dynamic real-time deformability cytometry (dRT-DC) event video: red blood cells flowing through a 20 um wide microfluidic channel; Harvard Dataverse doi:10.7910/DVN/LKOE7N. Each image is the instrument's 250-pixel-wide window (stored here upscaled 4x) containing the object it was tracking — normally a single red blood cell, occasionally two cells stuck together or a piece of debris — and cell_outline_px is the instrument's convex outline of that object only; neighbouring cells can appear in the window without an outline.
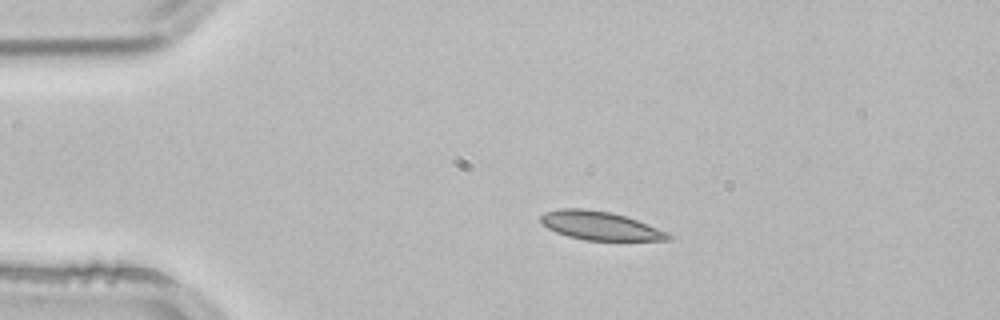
{"species": "common noctule bat (a hibernating species)", "species_latin": "Nyctalus noctula", "temperature_condition": "room temperature", "stored_images_in_passage": 4, "camera_frame_rate_fps": 3000, "um_per_image_px": 0.085, "animal": {"sex": "male", "body_mass_g": 21.5, "forearm_length_mm": 52.0}, "frame": {"image": 1, "passage_image": 3, "time_ms": 0.667, "image_size_px": [1000, 320], "cell_outline_px": [[672, 240], [584, 240], [568, 236], [556, 232], [548, 228], [540, 220], [540, 216], [544, 212], [560, 208], [584, 208], [612, 212], [636, 220], [668, 232], [672, 236]], "centroid_in_image_um": [50.99, 19.18], "position_along_channel_um": 34.0, "area_um2": 21.15}}
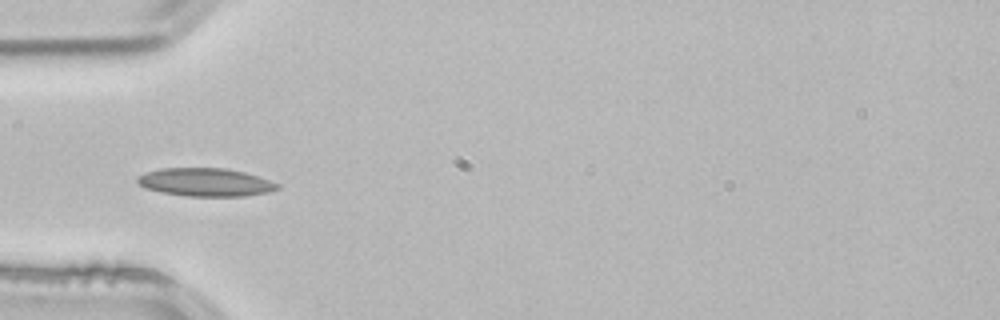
{"frame": {"image": 2, "passage_image": 4, "time_ms": 1.0, "image_size_px": [1000, 320], "cell_outline_px": [[280, 188], [268, 192], [244, 196], [188, 196], [160, 192], [144, 188], [136, 180], [136, 176], [144, 172], [160, 168], [224, 168], [244, 172], [280, 184]], "centroid_in_image_um": [17.42, 15.49], "position_along_channel_um": 67.6, "area_um2": 23.0}}